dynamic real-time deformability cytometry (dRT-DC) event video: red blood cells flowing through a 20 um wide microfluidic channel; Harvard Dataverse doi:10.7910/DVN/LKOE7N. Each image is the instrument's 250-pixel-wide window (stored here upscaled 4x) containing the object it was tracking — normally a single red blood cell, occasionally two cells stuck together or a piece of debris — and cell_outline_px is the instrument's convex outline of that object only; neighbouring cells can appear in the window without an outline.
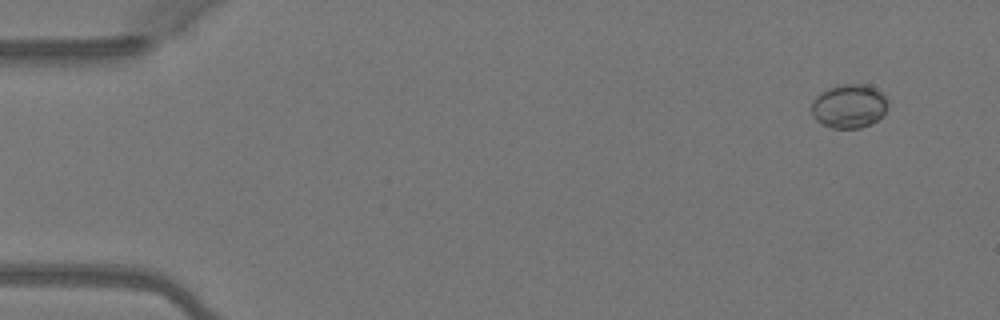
{"species": "Egyptian fruit bat (a non-hibernating species)", "species_latin": "Rousettus aegyptiacus", "temperature_condition": "warm", "stored_images_in_passage": 4, "camera_frame_rate_fps": 3000, "um_per_image_px": 0.085, "animal": {"sex": "female"}, "frame": {"image": 1, "passage_image": 1, "time_ms": 0.0, "image_size_px": [1000, 320], "cell_outline_px": [[888, 104], [884, 112], [872, 124], [860, 128], [832, 128], [820, 124], [812, 116], [812, 104], [816, 96], [820, 92], [836, 84], [864, 84], [876, 88], [888, 100]], "centroid_in_image_um": [72.15, 9.02], "position_along_channel_um": 12.9, "area_um2": 19.65}}
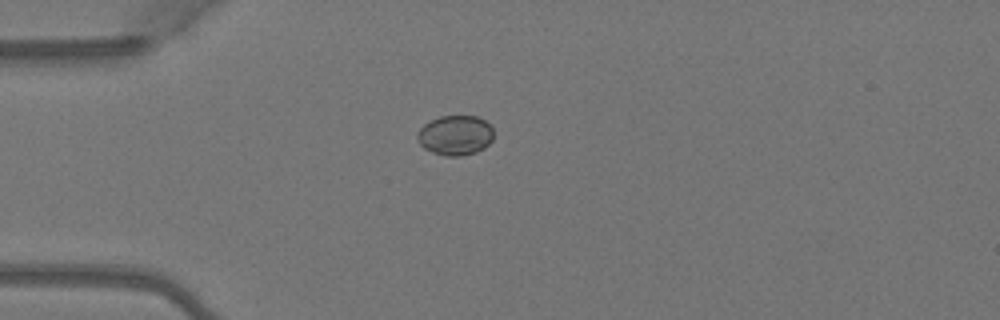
{"frame": {"image": 2, "passage_image": 4, "time_ms": 1.0, "image_size_px": [1000, 320], "cell_outline_px": [[492, 140], [484, 148], [476, 152], [460, 156], [444, 156], [432, 152], [424, 148], [416, 140], [416, 136], [420, 128], [424, 124], [440, 116], [476, 116], [484, 120], [492, 128]], "centroid_in_image_um": [38.67, 11.51], "position_along_channel_um": 46.3, "area_um2": 17.69}}